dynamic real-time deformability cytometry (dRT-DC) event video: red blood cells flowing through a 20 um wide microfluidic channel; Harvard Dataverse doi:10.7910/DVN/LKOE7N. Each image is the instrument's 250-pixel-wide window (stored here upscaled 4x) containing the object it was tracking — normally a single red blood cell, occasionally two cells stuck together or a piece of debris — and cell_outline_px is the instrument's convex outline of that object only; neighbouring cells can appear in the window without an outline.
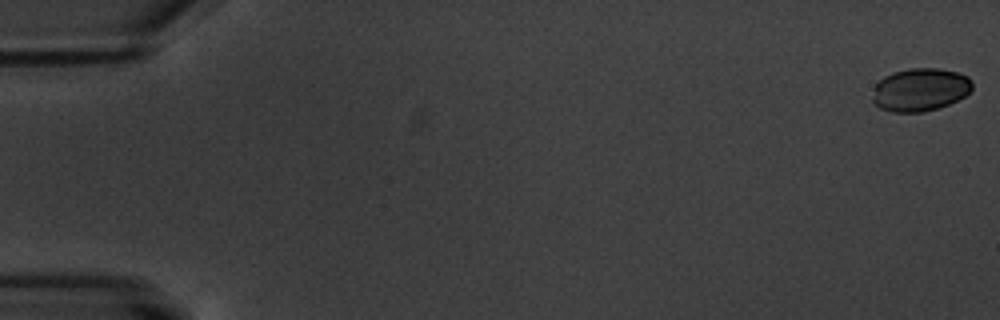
{"species": "common noctule bat (a hibernating species)", "species_latin": "Nyctalus noctula", "temperature_condition": "warm", "stored_images_in_passage": 4, "camera_frame_rate_fps": 3000, "um_per_image_px": 0.085, "animal": {"sex": "male", "body_mass_g": 20.1, "forearm_length_mm": 53.5}, "frame": {"image": 1, "passage_image": 1, "time_ms": 0.0, "image_size_px": [1000, 320], "cell_outline_px": [[972, 88], [964, 96], [948, 104], [936, 108], [920, 112], [892, 112], [880, 108], [872, 104], [872, 100], [876, 84], [884, 76], [892, 72], [908, 68], [940, 68], [956, 72], [968, 76], [972, 80]], "centroid_in_image_um": [78.19, 7.61], "position_along_channel_um": 6.8, "area_um2": 24.97}}